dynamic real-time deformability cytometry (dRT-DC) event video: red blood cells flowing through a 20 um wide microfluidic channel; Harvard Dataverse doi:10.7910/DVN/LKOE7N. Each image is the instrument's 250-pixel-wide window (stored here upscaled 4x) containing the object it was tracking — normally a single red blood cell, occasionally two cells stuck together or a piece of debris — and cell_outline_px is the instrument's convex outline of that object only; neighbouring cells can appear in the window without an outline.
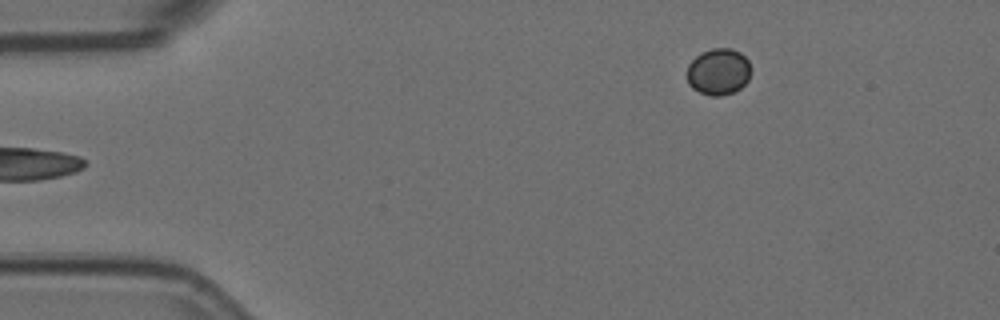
{"species": "Egyptian fruit bat (a non-hibernating species)", "species_latin": "Rousettus aegyptiacus", "temperature_condition": "room temperature", "stored_images_in_passage": 3, "camera_frame_rate_fps": 3000, "um_per_image_px": 0.085, "animal": {"sex": "female"}, "frame": {"image": 1, "passage_image": 3, "time_ms": 0.667, "image_size_px": [1000, 320], "cell_outline_px": [[748, 80], [736, 92], [720, 96], [712, 96], [700, 92], [692, 88], [688, 84], [688, 64], [700, 52], [712, 48], [732, 48], [740, 52], [748, 60]], "centroid_in_image_um": [61.05, 6.09], "position_along_channel_um": 24.0, "area_um2": 17.28}}